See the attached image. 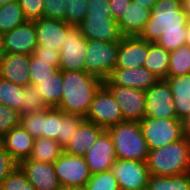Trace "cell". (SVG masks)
Instances as JSON below:
<instances>
[{
  "mask_svg": "<svg viewBox=\"0 0 190 190\" xmlns=\"http://www.w3.org/2000/svg\"><path fill=\"white\" fill-rule=\"evenodd\" d=\"M147 167L150 175L166 177L190 172V141L184 137L161 148L149 150Z\"/></svg>",
  "mask_w": 190,
  "mask_h": 190,
  "instance_id": "obj_3",
  "label": "cell"
},
{
  "mask_svg": "<svg viewBox=\"0 0 190 190\" xmlns=\"http://www.w3.org/2000/svg\"><path fill=\"white\" fill-rule=\"evenodd\" d=\"M43 17L49 19H65L66 0H43Z\"/></svg>",
  "mask_w": 190,
  "mask_h": 190,
  "instance_id": "obj_40",
  "label": "cell"
},
{
  "mask_svg": "<svg viewBox=\"0 0 190 190\" xmlns=\"http://www.w3.org/2000/svg\"><path fill=\"white\" fill-rule=\"evenodd\" d=\"M143 66L158 79H165L169 69V51L156 42H148V55Z\"/></svg>",
  "mask_w": 190,
  "mask_h": 190,
  "instance_id": "obj_26",
  "label": "cell"
},
{
  "mask_svg": "<svg viewBox=\"0 0 190 190\" xmlns=\"http://www.w3.org/2000/svg\"><path fill=\"white\" fill-rule=\"evenodd\" d=\"M33 55L45 61H52V66L59 68L60 53L55 49H45V46H37Z\"/></svg>",
  "mask_w": 190,
  "mask_h": 190,
  "instance_id": "obj_44",
  "label": "cell"
},
{
  "mask_svg": "<svg viewBox=\"0 0 190 190\" xmlns=\"http://www.w3.org/2000/svg\"><path fill=\"white\" fill-rule=\"evenodd\" d=\"M119 44L120 42L87 40L85 72L106 80L116 68Z\"/></svg>",
  "mask_w": 190,
  "mask_h": 190,
  "instance_id": "obj_6",
  "label": "cell"
},
{
  "mask_svg": "<svg viewBox=\"0 0 190 190\" xmlns=\"http://www.w3.org/2000/svg\"><path fill=\"white\" fill-rule=\"evenodd\" d=\"M120 106L123 119L141 121L145 117V91L118 85H105Z\"/></svg>",
  "mask_w": 190,
  "mask_h": 190,
  "instance_id": "obj_13",
  "label": "cell"
},
{
  "mask_svg": "<svg viewBox=\"0 0 190 190\" xmlns=\"http://www.w3.org/2000/svg\"><path fill=\"white\" fill-rule=\"evenodd\" d=\"M35 139L21 125L12 128L1 138L2 146L19 164L30 157Z\"/></svg>",
  "mask_w": 190,
  "mask_h": 190,
  "instance_id": "obj_22",
  "label": "cell"
},
{
  "mask_svg": "<svg viewBox=\"0 0 190 190\" xmlns=\"http://www.w3.org/2000/svg\"><path fill=\"white\" fill-rule=\"evenodd\" d=\"M23 99V86L12 83L0 76V103L20 113Z\"/></svg>",
  "mask_w": 190,
  "mask_h": 190,
  "instance_id": "obj_31",
  "label": "cell"
},
{
  "mask_svg": "<svg viewBox=\"0 0 190 190\" xmlns=\"http://www.w3.org/2000/svg\"><path fill=\"white\" fill-rule=\"evenodd\" d=\"M53 165L62 187H85L92 176L84 156L63 152Z\"/></svg>",
  "mask_w": 190,
  "mask_h": 190,
  "instance_id": "obj_9",
  "label": "cell"
},
{
  "mask_svg": "<svg viewBox=\"0 0 190 190\" xmlns=\"http://www.w3.org/2000/svg\"><path fill=\"white\" fill-rule=\"evenodd\" d=\"M185 44L190 47V20L187 23Z\"/></svg>",
  "mask_w": 190,
  "mask_h": 190,
  "instance_id": "obj_48",
  "label": "cell"
},
{
  "mask_svg": "<svg viewBox=\"0 0 190 190\" xmlns=\"http://www.w3.org/2000/svg\"><path fill=\"white\" fill-rule=\"evenodd\" d=\"M60 190H86V188L85 187H77V188L62 187Z\"/></svg>",
  "mask_w": 190,
  "mask_h": 190,
  "instance_id": "obj_51",
  "label": "cell"
},
{
  "mask_svg": "<svg viewBox=\"0 0 190 190\" xmlns=\"http://www.w3.org/2000/svg\"><path fill=\"white\" fill-rule=\"evenodd\" d=\"M86 16L113 18L108 0H88Z\"/></svg>",
  "mask_w": 190,
  "mask_h": 190,
  "instance_id": "obj_42",
  "label": "cell"
},
{
  "mask_svg": "<svg viewBox=\"0 0 190 190\" xmlns=\"http://www.w3.org/2000/svg\"><path fill=\"white\" fill-rule=\"evenodd\" d=\"M181 1V3H182V5L185 3V2H187L188 0H180Z\"/></svg>",
  "mask_w": 190,
  "mask_h": 190,
  "instance_id": "obj_53",
  "label": "cell"
},
{
  "mask_svg": "<svg viewBox=\"0 0 190 190\" xmlns=\"http://www.w3.org/2000/svg\"><path fill=\"white\" fill-rule=\"evenodd\" d=\"M78 28L87 40L121 42L125 37L113 18L85 16Z\"/></svg>",
  "mask_w": 190,
  "mask_h": 190,
  "instance_id": "obj_16",
  "label": "cell"
},
{
  "mask_svg": "<svg viewBox=\"0 0 190 190\" xmlns=\"http://www.w3.org/2000/svg\"><path fill=\"white\" fill-rule=\"evenodd\" d=\"M184 136L190 141V114L182 120Z\"/></svg>",
  "mask_w": 190,
  "mask_h": 190,
  "instance_id": "obj_46",
  "label": "cell"
},
{
  "mask_svg": "<svg viewBox=\"0 0 190 190\" xmlns=\"http://www.w3.org/2000/svg\"><path fill=\"white\" fill-rule=\"evenodd\" d=\"M58 70V67L52 66V61H45L34 56L33 54L30 55V84L36 85L38 80H45L47 78H50L51 75L55 74Z\"/></svg>",
  "mask_w": 190,
  "mask_h": 190,
  "instance_id": "obj_33",
  "label": "cell"
},
{
  "mask_svg": "<svg viewBox=\"0 0 190 190\" xmlns=\"http://www.w3.org/2000/svg\"><path fill=\"white\" fill-rule=\"evenodd\" d=\"M148 55V41L139 36L124 37L119 44L116 68L143 66Z\"/></svg>",
  "mask_w": 190,
  "mask_h": 190,
  "instance_id": "obj_21",
  "label": "cell"
},
{
  "mask_svg": "<svg viewBox=\"0 0 190 190\" xmlns=\"http://www.w3.org/2000/svg\"><path fill=\"white\" fill-rule=\"evenodd\" d=\"M16 0H0V6L6 5L7 3L14 2Z\"/></svg>",
  "mask_w": 190,
  "mask_h": 190,
  "instance_id": "obj_52",
  "label": "cell"
},
{
  "mask_svg": "<svg viewBox=\"0 0 190 190\" xmlns=\"http://www.w3.org/2000/svg\"><path fill=\"white\" fill-rule=\"evenodd\" d=\"M183 8L187 14L188 19L190 20V0L183 4Z\"/></svg>",
  "mask_w": 190,
  "mask_h": 190,
  "instance_id": "obj_49",
  "label": "cell"
},
{
  "mask_svg": "<svg viewBox=\"0 0 190 190\" xmlns=\"http://www.w3.org/2000/svg\"><path fill=\"white\" fill-rule=\"evenodd\" d=\"M0 190H36L26 178V175L18 166L1 183Z\"/></svg>",
  "mask_w": 190,
  "mask_h": 190,
  "instance_id": "obj_38",
  "label": "cell"
},
{
  "mask_svg": "<svg viewBox=\"0 0 190 190\" xmlns=\"http://www.w3.org/2000/svg\"><path fill=\"white\" fill-rule=\"evenodd\" d=\"M188 20L180 0H157L139 37L170 52L186 45Z\"/></svg>",
  "mask_w": 190,
  "mask_h": 190,
  "instance_id": "obj_1",
  "label": "cell"
},
{
  "mask_svg": "<svg viewBox=\"0 0 190 190\" xmlns=\"http://www.w3.org/2000/svg\"><path fill=\"white\" fill-rule=\"evenodd\" d=\"M158 81V78L144 66L134 68H115L104 85H118L134 88L140 91H147Z\"/></svg>",
  "mask_w": 190,
  "mask_h": 190,
  "instance_id": "obj_17",
  "label": "cell"
},
{
  "mask_svg": "<svg viewBox=\"0 0 190 190\" xmlns=\"http://www.w3.org/2000/svg\"><path fill=\"white\" fill-rule=\"evenodd\" d=\"M3 54H4V51H3V34L0 33V58L2 57Z\"/></svg>",
  "mask_w": 190,
  "mask_h": 190,
  "instance_id": "obj_50",
  "label": "cell"
},
{
  "mask_svg": "<svg viewBox=\"0 0 190 190\" xmlns=\"http://www.w3.org/2000/svg\"><path fill=\"white\" fill-rule=\"evenodd\" d=\"M24 16L29 21H34L43 17V0H18Z\"/></svg>",
  "mask_w": 190,
  "mask_h": 190,
  "instance_id": "obj_41",
  "label": "cell"
},
{
  "mask_svg": "<svg viewBox=\"0 0 190 190\" xmlns=\"http://www.w3.org/2000/svg\"><path fill=\"white\" fill-rule=\"evenodd\" d=\"M113 19L118 21L129 7L131 0H108Z\"/></svg>",
  "mask_w": 190,
  "mask_h": 190,
  "instance_id": "obj_45",
  "label": "cell"
},
{
  "mask_svg": "<svg viewBox=\"0 0 190 190\" xmlns=\"http://www.w3.org/2000/svg\"><path fill=\"white\" fill-rule=\"evenodd\" d=\"M59 69L64 71H85L87 39L78 26H72L65 34L60 50Z\"/></svg>",
  "mask_w": 190,
  "mask_h": 190,
  "instance_id": "obj_10",
  "label": "cell"
},
{
  "mask_svg": "<svg viewBox=\"0 0 190 190\" xmlns=\"http://www.w3.org/2000/svg\"><path fill=\"white\" fill-rule=\"evenodd\" d=\"M188 74H190V47L183 45L169 52L167 76H183Z\"/></svg>",
  "mask_w": 190,
  "mask_h": 190,
  "instance_id": "obj_32",
  "label": "cell"
},
{
  "mask_svg": "<svg viewBox=\"0 0 190 190\" xmlns=\"http://www.w3.org/2000/svg\"><path fill=\"white\" fill-rule=\"evenodd\" d=\"M21 116L18 111L0 103V137L2 138L12 128L20 125Z\"/></svg>",
  "mask_w": 190,
  "mask_h": 190,
  "instance_id": "obj_39",
  "label": "cell"
},
{
  "mask_svg": "<svg viewBox=\"0 0 190 190\" xmlns=\"http://www.w3.org/2000/svg\"><path fill=\"white\" fill-rule=\"evenodd\" d=\"M107 131L113 140L117 159L147 161L149 149L138 121L124 120Z\"/></svg>",
  "mask_w": 190,
  "mask_h": 190,
  "instance_id": "obj_4",
  "label": "cell"
},
{
  "mask_svg": "<svg viewBox=\"0 0 190 190\" xmlns=\"http://www.w3.org/2000/svg\"><path fill=\"white\" fill-rule=\"evenodd\" d=\"M18 166L36 190H60L62 188L53 163L28 158L20 162Z\"/></svg>",
  "mask_w": 190,
  "mask_h": 190,
  "instance_id": "obj_15",
  "label": "cell"
},
{
  "mask_svg": "<svg viewBox=\"0 0 190 190\" xmlns=\"http://www.w3.org/2000/svg\"><path fill=\"white\" fill-rule=\"evenodd\" d=\"M62 70H58L50 78L38 80L35 88L48 107H56L63 93Z\"/></svg>",
  "mask_w": 190,
  "mask_h": 190,
  "instance_id": "obj_27",
  "label": "cell"
},
{
  "mask_svg": "<svg viewBox=\"0 0 190 190\" xmlns=\"http://www.w3.org/2000/svg\"><path fill=\"white\" fill-rule=\"evenodd\" d=\"M91 174L111 170L117 161L113 140L105 130L84 155Z\"/></svg>",
  "mask_w": 190,
  "mask_h": 190,
  "instance_id": "obj_14",
  "label": "cell"
},
{
  "mask_svg": "<svg viewBox=\"0 0 190 190\" xmlns=\"http://www.w3.org/2000/svg\"><path fill=\"white\" fill-rule=\"evenodd\" d=\"M85 188L86 190H120L118 181L111 170L93 174Z\"/></svg>",
  "mask_w": 190,
  "mask_h": 190,
  "instance_id": "obj_35",
  "label": "cell"
},
{
  "mask_svg": "<svg viewBox=\"0 0 190 190\" xmlns=\"http://www.w3.org/2000/svg\"><path fill=\"white\" fill-rule=\"evenodd\" d=\"M64 152V148L56 140L36 138L30 159L34 161L54 163Z\"/></svg>",
  "mask_w": 190,
  "mask_h": 190,
  "instance_id": "obj_28",
  "label": "cell"
},
{
  "mask_svg": "<svg viewBox=\"0 0 190 190\" xmlns=\"http://www.w3.org/2000/svg\"><path fill=\"white\" fill-rule=\"evenodd\" d=\"M85 120L105 130L124 121L120 106L104 84L96 91Z\"/></svg>",
  "mask_w": 190,
  "mask_h": 190,
  "instance_id": "obj_8",
  "label": "cell"
},
{
  "mask_svg": "<svg viewBox=\"0 0 190 190\" xmlns=\"http://www.w3.org/2000/svg\"><path fill=\"white\" fill-rule=\"evenodd\" d=\"M157 0H131V2L139 3L146 8L152 10Z\"/></svg>",
  "mask_w": 190,
  "mask_h": 190,
  "instance_id": "obj_47",
  "label": "cell"
},
{
  "mask_svg": "<svg viewBox=\"0 0 190 190\" xmlns=\"http://www.w3.org/2000/svg\"><path fill=\"white\" fill-rule=\"evenodd\" d=\"M88 0H66L64 21L72 26H78L87 13Z\"/></svg>",
  "mask_w": 190,
  "mask_h": 190,
  "instance_id": "obj_36",
  "label": "cell"
},
{
  "mask_svg": "<svg viewBox=\"0 0 190 190\" xmlns=\"http://www.w3.org/2000/svg\"><path fill=\"white\" fill-rule=\"evenodd\" d=\"M145 117L159 119L177 118L173 103V94L165 79H158L147 91H145Z\"/></svg>",
  "mask_w": 190,
  "mask_h": 190,
  "instance_id": "obj_12",
  "label": "cell"
},
{
  "mask_svg": "<svg viewBox=\"0 0 190 190\" xmlns=\"http://www.w3.org/2000/svg\"><path fill=\"white\" fill-rule=\"evenodd\" d=\"M18 167V163L9 154V152L0 146V185L9 176V174Z\"/></svg>",
  "mask_w": 190,
  "mask_h": 190,
  "instance_id": "obj_43",
  "label": "cell"
},
{
  "mask_svg": "<svg viewBox=\"0 0 190 190\" xmlns=\"http://www.w3.org/2000/svg\"><path fill=\"white\" fill-rule=\"evenodd\" d=\"M62 79L63 93L55 108L85 118L96 91L104 81L85 71L62 70Z\"/></svg>",
  "mask_w": 190,
  "mask_h": 190,
  "instance_id": "obj_2",
  "label": "cell"
},
{
  "mask_svg": "<svg viewBox=\"0 0 190 190\" xmlns=\"http://www.w3.org/2000/svg\"><path fill=\"white\" fill-rule=\"evenodd\" d=\"M165 80L173 94L177 119L183 120L190 114V74L167 76Z\"/></svg>",
  "mask_w": 190,
  "mask_h": 190,
  "instance_id": "obj_25",
  "label": "cell"
},
{
  "mask_svg": "<svg viewBox=\"0 0 190 190\" xmlns=\"http://www.w3.org/2000/svg\"><path fill=\"white\" fill-rule=\"evenodd\" d=\"M149 150L161 148L184 138L182 120L144 117L139 121Z\"/></svg>",
  "mask_w": 190,
  "mask_h": 190,
  "instance_id": "obj_5",
  "label": "cell"
},
{
  "mask_svg": "<svg viewBox=\"0 0 190 190\" xmlns=\"http://www.w3.org/2000/svg\"><path fill=\"white\" fill-rule=\"evenodd\" d=\"M37 46H45V49L60 50L65 41V34L72 27L63 20L40 18L34 20Z\"/></svg>",
  "mask_w": 190,
  "mask_h": 190,
  "instance_id": "obj_19",
  "label": "cell"
},
{
  "mask_svg": "<svg viewBox=\"0 0 190 190\" xmlns=\"http://www.w3.org/2000/svg\"><path fill=\"white\" fill-rule=\"evenodd\" d=\"M150 15V9L139 3L131 2L117 23L125 37L140 36Z\"/></svg>",
  "mask_w": 190,
  "mask_h": 190,
  "instance_id": "obj_24",
  "label": "cell"
},
{
  "mask_svg": "<svg viewBox=\"0 0 190 190\" xmlns=\"http://www.w3.org/2000/svg\"><path fill=\"white\" fill-rule=\"evenodd\" d=\"M23 90L24 99L19 113L20 116L49 108L37 92L35 85L28 84L23 86Z\"/></svg>",
  "mask_w": 190,
  "mask_h": 190,
  "instance_id": "obj_34",
  "label": "cell"
},
{
  "mask_svg": "<svg viewBox=\"0 0 190 190\" xmlns=\"http://www.w3.org/2000/svg\"><path fill=\"white\" fill-rule=\"evenodd\" d=\"M111 171L120 190H147L150 173L146 162L117 159Z\"/></svg>",
  "mask_w": 190,
  "mask_h": 190,
  "instance_id": "obj_11",
  "label": "cell"
},
{
  "mask_svg": "<svg viewBox=\"0 0 190 190\" xmlns=\"http://www.w3.org/2000/svg\"><path fill=\"white\" fill-rule=\"evenodd\" d=\"M104 131L105 129L99 125L85 120L65 146L64 152L71 155L84 156Z\"/></svg>",
  "mask_w": 190,
  "mask_h": 190,
  "instance_id": "obj_23",
  "label": "cell"
},
{
  "mask_svg": "<svg viewBox=\"0 0 190 190\" xmlns=\"http://www.w3.org/2000/svg\"><path fill=\"white\" fill-rule=\"evenodd\" d=\"M147 190H190V172L172 177L150 175Z\"/></svg>",
  "mask_w": 190,
  "mask_h": 190,
  "instance_id": "obj_29",
  "label": "cell"
},
{
  "mask_svg": "<svg viewBox=\"0 0 190 190\" xmlns=\"http://www.w3.org/2000/svg\"><path fill=\"white\" fill-rule=\"evenodd\" d=\"M37 47L34 21L27 20L9 32L3 34L4 53L31 55Z\"/></svg>",
  "mask_w": 190,
  "mask_h": 190,
  "instance_id": "obj_18",
  "label": "cell"
},
{
  "mask_svg": "<svg viewBox=\"0 0 190 190\" xmlns=\"http://www.w3.org/2000/svg\"><path fill=\"white\" fill-rule=\"evenodd\" d=\"M26 21L18 0L0 6V33L9 32Z\"/></svg>",
  "mask_w": 190,
  "mask_h": 190,
  "instance_id": "obj_30",
  "label": "cell"
},
{
  "mask_svg": "<svg viewBox=\"0 0 190 190\" xmlns=\"http://www.w3.org/2000/svg\"><path fill=\"white\" fill-rule=\"evenodd\" d=\"M84 121L85 118L82 116L66 114L62 111V137L58 142L63 148L70 142L75 131L79 129Z\"/></svg>",
  "mask_w": 190,
  "mask_h": 190,
  "instance_id": "obj_37",
  "label": "cell"
},
{
  "mask_svg": "<svg viewBox=\"0 0 190 190\" xmlns=\"http://www.w3.org/2000/svg\"><path fill=\"white\" fill-rule=\"evenodd\" d=\"M20 125L36 138H49L57 142L62 137V110L49 107L21 116Z\"/></svg>",
  "mask_w": 190,
  "mask_h": 190,
  "instance_id": "obj_7",
  "label": "cell"
},
{
  "mask_svg": "<svg viewBox=\"0 0 190 190\" xmlns=\"http://www.w3.org/2000/svg\"><path fill=\"white\" fill-rule=\"evenodd\" d=\"M30 55L19 53H4L0 58V76L17 85L30 84Z\"/></svg>",
  "mask_w": 190,
  "mask_h": 190,
  "instance_id": "obj_20",
  "label": "cell"
}]
</instances>
